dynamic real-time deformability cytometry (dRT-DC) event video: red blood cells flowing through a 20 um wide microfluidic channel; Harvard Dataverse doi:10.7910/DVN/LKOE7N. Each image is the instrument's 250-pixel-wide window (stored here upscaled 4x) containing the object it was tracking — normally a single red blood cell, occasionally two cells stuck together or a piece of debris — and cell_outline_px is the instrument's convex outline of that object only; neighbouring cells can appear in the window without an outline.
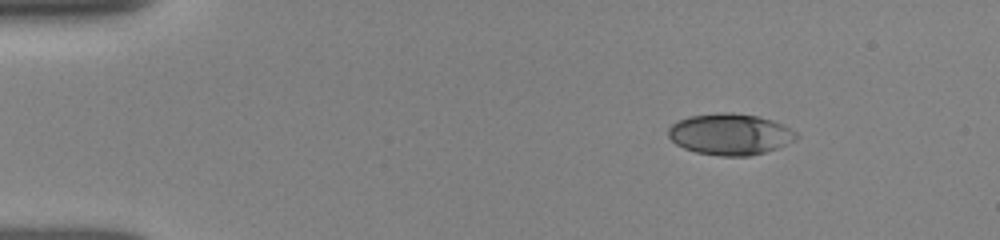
{"species": "human", "species_latin": "Homo sapiens", "temperature_condition": "room temperature", "stored_images_in_passage": 46, "camera_frame_rate_fps": 3000, "um_per_image_px": 0.085, "donor": {"sex": "female"}, "frame": {"image": 1, "passage_image": 2, "time_ms": 0.333, "image_size_px": [1000, 240], "cell_outline_px": [[800, 136], [796, 140], [776, 148], [764, 152], [748, 156], [720, 156], [696, 152], [684, 148], [676, 144], [668, 136], [668, 128], [672, 124], [688, 116], [716, 112], [732, 112], [756, 116], [772, 120], [784, 124], [796, 132]], "centroid_in_image_um": [62.06, 11.4], "position_along_channel_um": 22.9, "area_um2": 30.92}}
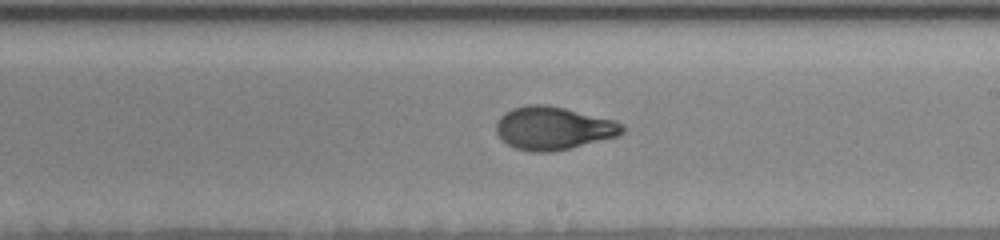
{"frame": {"image": 2, "passage_image": 25, "time_ms": 8.0, "image_size_px": [1000, 240], "cell_outline_px": [[624, 132], [616, 136], [552, 152], [532, 152], [516, 148], [508, 144], [496, 132], [496, 120], [504, 112], [512, 108], [528, 104], [544, 104], [564, 108], [616, 120], [624, 124]], "centroid_in_image_um": [47.01, 10.88], "position_along_channel_um": 242.0, "area_um2": 31.5}}
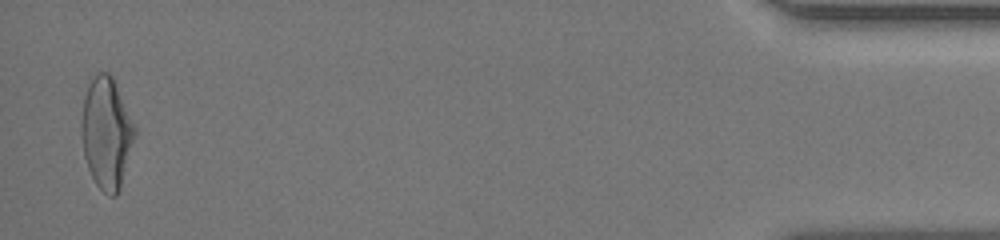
{"frame": {"image": 3, "passage_image": 45, "time_ms": 14.667, "image_size_px": [1000, 240], "cell_outline_px": [[136, 136], [120, 188], [116, 196], [108, 196], [96, 184], [88, 168], [84, 156], [80, 136], [80, 120], [84, 96], [96, 72], [108, 72], [112, 76], [136, 128]], "centroid_in_image_um": [9.04, 11.32], "position_along_channel_um": 426.2, "area_um2": 34.68}, "authors_computed_cell_mechanics": {"area_um2": 31.4143, "velocity_mm_per_s": 3.9628, "shape_relaxation_time_tau1_ms": 4.6458, "shape_relaxation_time_tau2_ms": 0.8377, "deformation_change_tau1": 0.1891, "deformation_change_tau2": 0.0611}}